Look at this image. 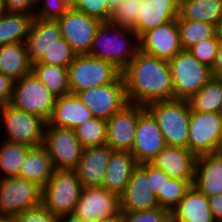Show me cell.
I'll use <instances>...</instances> for the list:
<instances>
[{
	"label": "cell",
	"mask_w": 222,
	"mask_h": 222,
	"mask_svg": "<svg viewBox=\"0 0 222 222\" xmlns=\"http://www.w3.org/2000/svg\"><path fill=\"white\" fill-rule=\"evenodd\" d=\"M130 104L146 107L150 103L174 99V87L168 61L137 52L122 71Z\"/></svg>",
	"instance_id": "cell-1"
},
{
	"label": "cell",
	"mask_w": 222,
	"mask_h": 222,
	"mask_svg": "<svg viewBox=\"0 0 222 222\" xmlns=\"http://www.w3.org/2000/svg\"><path fill=\"white\" fill-rule=\"evenodd\" d=\"M140 50L134 30L102 22L98 27L89 55L112 63L121 72Z\"/></svg>",
	"instance_id": "cell-2"
},
{
	"label": "cell",
	"mask_w": 222,
	"mask_h": 222,
	"mask_svg": "<svg viewBox=\"0 0 222 222\" xmlns=\"http://www.w3.org/2000/svg\"><path fill=\"white\" fill-rule=\"evenodd\" d=\"M145 108L156 119L166 145L187 148L191 109L188 100L157 101Z\"/></svg>",
	"instance_id": "cell-3"
},
{
	"label": "cell",
	"mask_w": 222,
	"mask_h": 222,
	"mask_svg": "<svg viewBox=\"0 0 222 222\" xmlns=\"http://www.w3.org/2000/svg\"><path fill=\"white\" fill-rule=\"evenodd\" d=\"M122 72L112 63L89 54L76 55L68 66L70 93L115 82Z\"/></svg>",
	"instance_id": "cell-4"
},
{
	"label": "cell",
	"mask_w": 222,
	"mask_h": 222,
	"mask_svg": "<svg viewBox=\"0 0 222 222\" xmlns=\"http://www.w3.org/2000/svg\"><path fill=\"white\" fill-rule=\"evenodd\" d=\"M43 187L22 177L0 178V219L12 220L42 204Z\"/></svg>",
	"instance_id": "cell-5"
},
{
	"label": "cell",
	"mask_w": 222,
	"mask_h": 222,
	"mask_svg": "<svg viewBox=\"0 0 222 222\" xmlns=\"http://www.w3.org/2000/svg\"><path fill=\"white\" fill-rule=\"evenodd\" d=\"M83 185L75 170L55 169L43 187L42 205L55 216L73 213Z\"/></svg>",
	"instance_id": "cell-6"
},
{
	"label": "cell",
	"mask_w": 222,
	"mask_h": 222,
	"mask_svg": "<svg viewBox=\"0 0 222 222\" xmlns=\"http://www.w3.org/2000/svg\"><path fill=\"white\" fill-rule=\"evenodd\" d=\"M168 63L174 99L189 100L212 77L211 68L199 62L189 50H182Z\"/></svg>",
	"instance_id": "cell-7"
},
{
	"label": "cell",
	"mask_w": 222,
	"mask_h": 222,
	"mask_svg": "<svg viewBox=\"0 0 222 222\" xmlns=\"http://www.w3.org/2000/svg\"><path fill=\"white\" fill-rule=\"evenodd\" d=\"M55 101L56 97L33 72L15 80L10 102L14 108L42 118L47 123Z\"/></svg>",
	"instance_id": "cell-8"
},
{
	"label": "cell",
	"mask_w": 222,
	"mask_h": 222,
	"mask_svg": "<svg viewBox=\"0 0 222 222\" xmlns=\"http://www.w3.org/2000/svg\"><path fill=\"white\" fill-rule=\"evenodd\" d=\"M0 120L6 135L3 140L30 147L43 145L46 122L42 118L6 104L0 107Z\"/></svg>",
	"instance_id": "cell-9"
},
{
	"label": "cell",
	"mask_w": 222,
	"mask_h": 222,
	"mask_svg": "<svg viewBox=\"0 0 222 222\" xmlns=\"http://www.w3.org/2000/svg\"><path fill=\"white\" fill-rule=\"evenodd\" d=\"M43 146L49 153L53 166L58 170H75L84 148L74 129L46 123Z\"/></svg>",
	"instance_id": "cell-10"
},
{
	"label": "cell",
	"mask_w": 222,
	"mask_h": 222,
	"mask_svg": "<svg viewBox=\"0 0 222 222\" xmlns=\"http://www.w3.org/2000/svg\"><path fill=\"white\" fill-rule=\"evenodd\" d=\"M222 141V116L218 112L190 109L187 148L196 156L218 152Z\"/></svg>",
	"instance_id": "cell-11"
},
{
	"label": "cell",
	"mask_w": 222,
	"mask_h": 222,
	"mask_svg": "<svg viewBox=\"0 0 222 222\" xmlns=\"http://www.w3.org/2000/svg\"><path fill=\"white\" fill-rule=\"evenodd\" d=\"M95 118L108 120L129 102L122 75L113 83L89 88L77 93Z\"/></svg>",
	"instance_id": "cell-12"
},
{
	"label": "cell",
	"mask_w": 222,
	"mask_h": 222,
	"mask_svg": "<svg viewBox=\"0 0 222 222\" xmlns=\"http://www.w3.org/2000/svg\"><path fill=\"white\" fill-rule=\"evenodd\" d=\"M62 38L77 54H89L96 31L101 20L74 10L70 7L59 19H57Z\"/></svg>",
	"instance_id": "cell-13"
},
{
	"label": "cell",
	"mask_w": 222,
	"mask_h": 222,
	"mask_svg": "<svg viewBox=\"0 0 222 222\" xmlns=\"http://www.w3.org/2000/svg\"><path fill=\"white\" fill-rule=\"evenodd\" d=\"M73 213L84 222H96L118 217L120 197L102 186L83 187Z\"/></svg>",
	"instance_id": "cell-14"
},
{
	"label": "cell",
	"mask_w": 222,
	"mask_h": 222,
	"mask_svg": "<svg viewBox=\"0 0 222 222\" xmlns=\"http://www.w3.org/2000/svg\"><path fill=\"white\" fill-rule=\"evenodd\" d=\"M145 109L144 106L128 103L123 109L106 120V144L112 150H132L138 116Z\"/></svg>",
	"instance_id": "cell-15"
},
{
	"label": "cell",
	"mask_w": 222,
	"mask_h": 222,
	"mask_svg": "<svg viewBox=\"0 0 222 222\" xmlns=\"http://www.w3.org/2000/svg\"><path fill=\"white\" fill-rule=\"evenodd\" d=\"M166 147L156 119L145 109L139 116L130 151L138 164L150 162Z\"/></svg>",
	"instance_id": "cell-16"
},
{
	"label": "cell",
	"mask_w": 222,
	"mask_h": 222,
	"mask_svg": "<svg viewBox=\"0 0 222 222\" xmlns=\"http://www.w3.org/2000/svg\"><path fill=\"white\" fill-rule=\"evenodd\" d=\"M140 50L159 59L170 61L182 51L177 20L146 31L140 38Z\"/></svg>",
	"instance_id": "cell-17"
},
{
	"label": "cell",
	"mask_w": 222,
	"mask_h": 222,
	"mask_svg": "<svg viewBox=\"0 0 222 222\" xmlns=\"http://www.w3.org/2000/svg\"><path fill=\"white\" fill-rule=\"evenodd\" d=\"M196 159L197 156L186 147L166 145L150 163L171 178L194 180Z\"/></svg>",
	"instance_id": "cell-18"
},
{
	"label": "cell",
	"mask_w": 222,
	"mask_h": 222,
	"mask_svg": "<svg viewBox=\"0 0 222 222\" xmlns=\"http://www.w3.org/2000/svg\"><path fill=\"white\" fill-rule=\"evenodd\" d=\"M159 207L157 195L150 187L147 174L137 166L120 196L121 211H142Z\"/></svg>",
	"instance_id": "cell-19"
},
{
	"label": "cell",
	"mask_w": 222,
	"mask_h": 222,
	"mask_svg": "<svg viewBox=\"0 0 222 222\" xmlns=\"http://www.w3.org/2000/svg\"><path fill=\"white\" fill-rule=\"evenodd\" d=\"M111 152L107 144L83 150L75 169L83 187L102 186Z\"/></svg>",
	"instance_id": "cell-20"
},
{
	"label": "cell",
	"mask_w": 222,
	"mask_h": 222,
	"mask_svg": "<svg viewBox=\"0 0 222 222\" xmlns=\"http://www.w3.org/2000/svg\"><path fill=\"white\" fill-rule=\"evenodd\" d=\"M180 0H142L138 11L135 33L139 38L154 29L179 17Z\"/></svg>",
	"instance_id": "cell-21"
},
{
	"label": "cell",
	"mask_w": 222,
	"mask_h": 222,
	"mask_svg": "<svg viewBox=\"0 0 222 222\" xmlns=\"http://www.w3.org/2000/svg\"><path fill=\"white\" fill-rule=\"evenodd\" d=\"M193 186L207 197L222 192V154L214 152L197 156Z\"/></svg>",
	"instance_id": "cell-22"
},
{
	"label": "cell",
	"mask_w": 222,
	"mask_h": 222,
	"mask_svg": "<svg viewBox=\"0 0 222 222\" xmlns=\"http://www.w3.org/2000/svg\"><path fill=\"white\" fill-rule=\"evenodd\" d=\"M94 118L93 113L77 94L69 93L56 98L49 125L75 129L87 120Z\"/></svg>",
	"instance_id": "cell-23"
},
{
	"label": "cell",
	"mask_w": 222,
	"mask_h": 222,
	"mask_svg": "<svg viewBox=\"0 0 222 222\" xmlns=\"http://www.w3.org/2000/svg\"><path fill=\"white\" fill-rule=\"evenodd\" d=\"M62 38L57 20L34 18L27 36L26 45L30 62H38L46 51Z\"/></svg>",
	"instance_id": "cell-24"
},
{
	"label": "cell",
	"mask_w": 222,
	"mask_h": 222,
	"mask_svg": "<svg viewBox=\"0 0 222 222\" xmlns=\"http://www.w3.org/2000/svg\"><path fill=\"white\" fill-rule=\"evenodd\" d=\"M137 166L130 151L112 150L102 187L120 197Z\"/></svg>",
	"instance_id": "cell-25"
},
{
	"label": "cell",
	"mask_w": 222,
	"mask_h": 222,
	"mask_svg": "<svg viewBox=\"0 0 222 222\" xmlns=\"http://www.w3.org/2000/svg\"><path fill=\"white\" fill-rule=\"evenodd\" d=\"M174 222H216L209 207L208 197L194 186L171 211Z\"/></svg>",
	"instance_id": "cell-26"
},
{
	"label": "cell",
	"mask_w": 222,
	"mask_h": 222,
	"mask_svg": "<svg viewBox=\"0 0 222 222\" xmlns=\"http://www.w3.org/2000/svg\"><path fill=\"white\" fill-rule=\"evenodd\" d=\"M55 168L46 148L41 145L32 147L26 154L24 162L20 168L19 177L34 181L44 187Z\"/></svg>",
	"instance_id": "cell-27"
},
{
	"label": "cell",
	"mask_w": 222,
	"mask_h": 222,
	"mask_svg": "<svg viewBox=\"0 0 222 222\" xmlns=\"http://www.w3.org/2000/svg\"><path fill=\"white\" fill-rule=\"evenodd\" d=\"M0 72L14 80L32 72L26 42L0 46Z\"/></svg>",
	"instance_id": "cell-28"
},
{
	"label": "cell",
	"mask_w": 222,
	"mask_h": 222,
	"mask_svg": "<svg viewBox=\"0 0 222 222\" xmlns=\"http://www.w3.org/2000/svg\"><path fill=\"white\" fill-rule=\"evenodd\" d=\"M179 17L217 27L222 19V0H180Z\"/></svg>",
	"instance_id": "cell-29"
},
{
	"label": "cell",
	"mask_w": 222,
	"mask_h": 222,
	"mask_svg": "<svg viewBox=\"0 0 222 222\" xmlns=\"http://www.w3.org/2000/svg\"><path fill=\"white\" fill-rule=\"evenodd\" d=\"M34 15L23 12H8L0 17V46L26 42Z\"/></svg>",
	"instance_id": "cell-30"
},
{
	"label": "cell",
	"mask_w": 222,
	"mask_h": 222,
	"mask_svg": "<svg viewBox=\"0 0 222 222\" xmlns=\"http://www.w3.org/2000/svg\"><path fill=\"white\" fill-rule=\"evenodd\" d=\"M32 72L56 98L70 93L67 67L33 63Z\"/></svg>",
	"instance_id": "cell-31"
},
{
	"label": "cell",
	"mask_w": 222,
	"mask_h": 222,
	"mask_svg": "<svg viewBox=\"0 0 222 222\" xmlns=\"http://www.w3.org/2000/svg\"><path fill=\"white\" fill-rule=\"evenodd\" d=\"M188 102L192 111L219 112L222 103V79L212 76Z\"/></svg>",
	"instance_id": "cell-32"
},
{
	"label": "cell",
	"mask_w": 222,
	"mask_h": 222,
	"mask_svg": "<svg viewBox=\"0 0 222 222\" xmlns=\"http://www.w3.org/2000/svg\"><path fill=\"white\" fill-rule=\"evenodd\" d=\"M179 29L180 45L182 50H188L193 45L209 38H218L217 27L212 24L184 20L177 18Z\"/></svg>",
	"instance_id": "cell-33"
},
{
	"label": "cell",
	"mask_w": 222,
	"mask_h": 222,
	"mask_svg": "<svg viewBox=\"0 0 222 222\" xmlns=\"http://www.w3.org/2000/svg\"><path fill=\"white\" fill-rule=\"evenodd\" d=\"M31 148L6 140L0 142V178L19 176L22 163Z\"/></svg>",
	"instance_id": "cell-34"
},
{
	"label": "cell",
	"mask_w": 222,
	"mask_h": 222,
	"mask_svg": "<svg viewBox=\"0 0 222 222\" xmlns=\"http://www.w3.org/2000/svg\"><path fill=\"white\" fill-rule=\"evenodd\" d=\"M74 131L84 149L106 144L107 123L104 119L94 117L77 126Z\"/></svg>",
	"instance_id": "cell-35"
},
{
	"label": "cell",
	"mask_w": 222,
	"mask_h": 222,
	"mask_svg": "<svg viewBox=\"0 0 222 222\" xmlns=\"http://www.w3.org/2000/svg\"><path fill=\"white\" fill-rule=\"evenodd\" d=\"M193 183L194 180H179L170 177L165 183L163 194L157 195L159 206L171 212L190 190Z\"/></svg>",
	"instance_id": "cell-36"
},
{
	"label": "cell",
	"mask_w": 222,
	"mask_h": 222,
	"mask_svg": "<svg viewBox=\"0 0 222 222\" xmlns=\"http://www.w3.org/2000/svg\"><path fill=\"white\" fill-rule=\"evenodd\" d=\"M142 0H123L111 12L109 22L115 26L135 30Z\"/></svg>",
	"instance_id": "cell-37"
},
{
	"label": "cell",
	"mask_w": 222,
	"mask_h": 222,
	"mask_svg": "<svg viewBox=\"0 0 222 222\" xmlns=\"http://www.w3.org/2000/svg\"><path fill=\"white\" fill-rule=\"evenodd\" d=\"M77 54L72 50L70 45L64 38L56 41L43 57L35 63H45L48 65H55L60 67H67L74 60Z\"/></svg>",
	"instance_id": "cell-38"
},
{
	"label": "cell",
	"mask_w": 222,
	"mask_h": 222,
	"mask_svg": "<svg viewBox=\"0 0 222 222\" xmlns=\"http://www.w3.org/2000/svg\"><path fill=\"white\" fill-rule=\"evenodd\" d=\"M70 7L71 0H36L35 12L33 15L34 18L43 20H57Z\"/></svg>",
	"instance_id": "cell-39"
},
{
	"label": "cell",
	"mask_w": 222,
	"mask_h": 222,
	"mask_svg": "<svg viewBox=\"0 0 222 222\" xmlns=\"http://www.w3.org/2000/svg\"><path fill=\"white\" fill-rule=\"evenodd\" d=\"M120 219L121 222H169L171 212L160 206L142 211H121Z\"/></svg>",
	"instance_id": "cell-40"
},
{
	"label": "cell",
	"mask_w": 222,
	"mask_h": 222,
	"mask_svg": "<svg viewBox=\"0 0 222 222\" xmlns=\"http://www.w3.org/2000/svg\"><path fill=\"white\" fill-rule=\"evenodd\" d=\"M71 7L102 22H109L112 12L108 8L107 0H71Z\"/></svg>",
	"instance_id": "cell-41"
},
{
	"label": "cell",
	"mask_w": 222,
	"mask_h": 222,
	"mask_svg": "<svg viewBox=\"0 0 222 222\" xmlns=\"http://www.w3.org/2000/svg\"><path fill=\"white\" fill-rule=\"evenodd\" d=\"M219 41V38L202 40L188 50L199 62L212 69L216 60Z\"/></svg>",
	"instance_id": "cell-42"
},
{
	"label": "cell",
	"mask_w": 222,
	"mask_h": 222,
	"mask_svg": "<svg viewBox=\"0 0 222 222\" xmlns=\"http://www.w3.org/2000/svg\"><path fill=\"white\" fill-rule=\"evenodd\" d=\"M138 166L147 174L150 187L155 195L163 194L165 183L170 178L163 170L155 167L150 162L138 164Z\"/></svg>",
	"instance_id": "cell-43"
},
{
	"label": "cell",
	"mask_w": 222,
	"mask_h": 222,
	"mask_svg": "<svg viewBox=\"0 0 222 222\" xmlns=\"http://www.w3.org/2000/svg\"><path fill=\"white\" fill-rule=\"evenodd\" d=\"M58 217L53 215L42 204L27 209L19 215H16L12 222H57Z\"/></svg>",
	"instance_id": "cell-44"
},
{
	"label": "cell",
	"mask_w": 222,
	"mask_h": 222,
	"mask_svg": "<svg viewBox=\"0 0 222 222\" xmlns=\"http://www.w3.org/2000/svg\"><path fill=\"white\" fill-rule=\"evenodd\" d=\"M15 80L0 72V107L10 104L13 96Z\"/></svg>",
	"instance_id": "cell-45"
},
{
	"label": "cell",
	"mask_w": 222,
	"mask_h": 222,
	"mask_svg": "<svg viewBox=\"0 0 222 222\" xmlns=\"http://www.w3.org/2000/svg\"><path fill=\"white\" fill-rule=\"evenodd\" d=\"M5 11L34 14L36 0H3Z\"/></svg>",
	"instance_id": "cell-46"
},
{
	"label": "cell",
	"mask_w": 222,
	"mask_h": 222,
	"mask_svg": "<svg viewBox=\"0 0 222 222\" xmlns=\"http://www.w3.org/2000/svg\"><path fill=\"white\" fill-rule=\"evenodd\" d=\"M209 207L216 222H222V192L216 196L208 197Z\"/></svg>",
	"instance_id": "cell-47"
},
{
	"label": "cell",
	"mask_w": 222,
	"mask_h": 222,
	"mask_svg": "<svg viewBox=\"0 0 222 222\" xmlns=\"http://www.w3.org/2000/svg\"><path fill=\"white\" fill-rule=\"evenodd\" d=\"M211 71L213 77L222 79V40L219 41L216 60Z\"/></svg>",
	"instance_id": "cell-48"
},
{
	"label": "cell",
	"mask_w": 222,
	"mask_h": 222,
	"mask_svg": "<svg viewBox=\"0 0 222 222\" xmlns=\"http://www.w3.org/2000/svg\"><path fill=\"white\" fill-rule=\"evenodd\" d=\"M57 222H84V220L76 216L74 213H69L58 216Z\"/></svg>",
	"instance_id": "cell-49"
},
{
	"label": "cell",
	"mask_w": 222,
	"mask_h": 222,
	"mask_svg": "<svg viewBox=\"0 0 222 222\" xmlns=\"http://www.w3.org/2000/svg\"><path fill=\"white\" fill-rule=\"evenodd\" d=\"M121 1L123 0H107L108 8L112 11L120 4Z\"/></svg>",
	"instance_id": "cell-50"
},
{
	"label": "cell",
	"mask_w": 222,
	"mask_h": 222,
	"mask_svg": "<svg viewBox=\"0 0 222 222\" xmlns=\"http://www.w3.org/2000/svg\"><path fill=\"white\" fill-rule=\"evenodd\" d=\"M217 35L220 40H222V19L217 26Z\"/></svg>",
	"instance_id": "cell-51"
},
{
	"label": "cell",
	"mask_w": 222,
	"mask_h": 222,
	"mask_svg": "<svg viewBox=\"0 0 222 222\" xmlns=\"http://www.w3.org/2000/svg\"><path fill=\"white\" fill-rule=\"evenodd\" d=\"M96 222H121L120 215L118 217L107 219V220H99Z\"/></svg>",
	"instance_id": "cell-52"
},
{
	"label": "cell",
	"mask_w": 222,
	"mask_h": 222,
	"mask_svg": "<svg viewBox=\"0 0 222 222\" xmlns=\"http://www.w3.org/2000/svg\"><path fill=\"white\" fill-rule=\"evenodd\" d=\"M5 7H4V1L0 0V17H2L5 14Z\"/></svg>",
	"instance_id": "cell-53"
},
{
	"label": "cell",
	"mask_w": 222,
	"mask_h": 222,
	"mask_svg": "<svg viewBox=\"0 0 222 222\" xmlns=\"http://www.w3.org/2000/svg\"><path fill=\"white\" fill-rule=\"evenodd\" d=\"M218 152H219L220 154H222V141H221V144H220V147H219Z\"/></svg>",
	"instance_id": "cell-54"
},
{
	"label": "cell",
	"mask_w": 222,
	"mask_h": 222,
	"mask_svg": "<svg viewBox=\"0 0 222 222\" xmlns=\"http://www.w3.org/2000/svg\"><path fill=\"white\" fill-rule=\"evenodd\" d=\"M218 113L222 116V103H221V106H220V109H219Z\"/></svg>",
	"instance_id": "cell-55"
},
{
	"label": "cell",
	"mask_w": 222,
	"mask_h": 222,
	"mask_svg": "<svg viewBox=\"0 0 222 222\" xmlns=\"http://www.w3.org/2000/svg\"><path fill=\"white\" fill-rule=\"evenodd\" d=\"M0 222H12V220H4V219H0Z\"/></svg>",
	"instance_id": "cell-56"
}]
</instances>
